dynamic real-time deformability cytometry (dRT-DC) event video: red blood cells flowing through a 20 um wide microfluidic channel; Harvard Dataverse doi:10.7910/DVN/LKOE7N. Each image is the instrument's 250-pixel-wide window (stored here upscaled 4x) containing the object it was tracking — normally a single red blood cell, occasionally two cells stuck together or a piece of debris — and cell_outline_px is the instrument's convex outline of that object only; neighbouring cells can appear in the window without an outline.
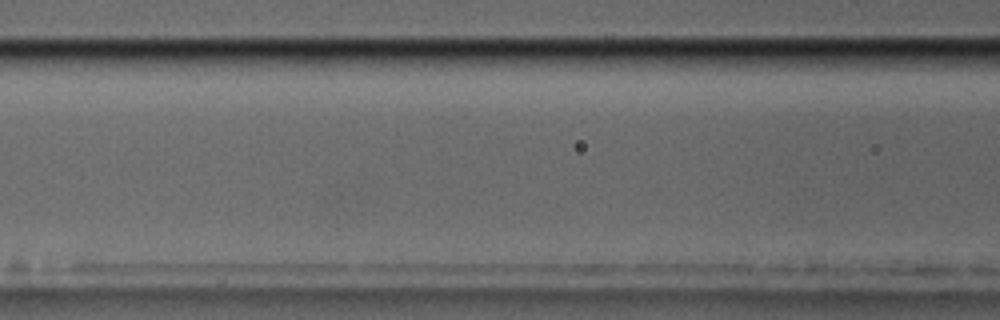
{"species": "common noctule bat (a hibernating species)", "species_latin": "Nyctalus noctula", "temperature_condition": "cold", "stored_images_in_passage": 3, "segment_of_instrument_passage": [2, 2], "camera_frame_rate_fps": 3000, "um_per_image_px": 0.085, "animal": {"sex": "male", "body_mass_g": 17.5, "forearm_length_mm": 52.3}, "frame": {"image": 1, "passage_image": 3, "time_ms": 0.667, "image_size_px": [1000, 320], "cell_outline_px": [[892, 68], [884, 72], [716, 72], [720, 52], [892, 52]], "centroid_in_image_um": [68.39, 5.27], "position_along_channel_um": 98.2, "area_um2": 25.03}}